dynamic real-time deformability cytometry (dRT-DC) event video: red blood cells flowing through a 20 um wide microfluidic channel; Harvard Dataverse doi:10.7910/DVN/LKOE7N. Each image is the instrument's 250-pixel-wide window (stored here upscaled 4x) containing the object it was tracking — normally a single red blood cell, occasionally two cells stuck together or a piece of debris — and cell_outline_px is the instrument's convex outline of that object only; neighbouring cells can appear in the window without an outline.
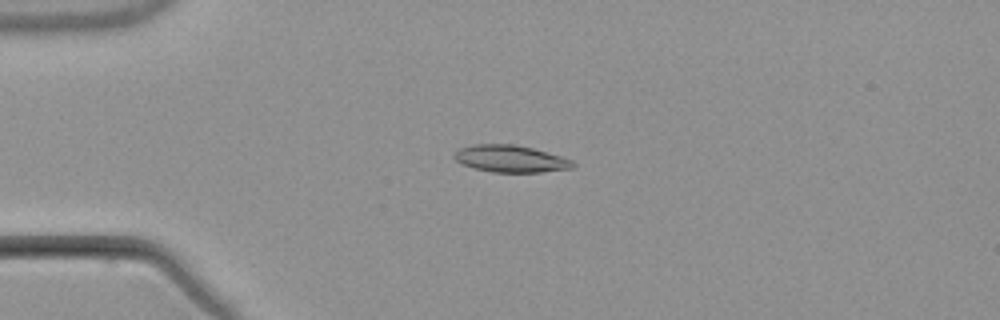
{"species": "common noctule bat (a hibernating species)", "species_latin": "Nyctalus noctula", "temperature_condition": "warm", "stored_images_in_passage": 4, "camera_frame_rate_fps": 3000, "um_per_image_px": 0.085, "animal": {"sex": "male", "body_mass_g": 21.5, "forearm_length_mm": 52.0}, "frame": {"image": 1, "passage_image": 1, "time_ms": 0.0, "image_size_px": [1000, 320], "cell_outline_px": [[576, 164], [572, 168], [540, 172], [492, 172], [472, 168], [460, 164], [452, 156], [460, 148], [472, 144], [512, 144], [532, 148], [560, 156], [572, 160]], "centroid_in_image_um": [43.35, 13.5], "position_along_channel_um": 41.6, "area_um2": 18.67}}
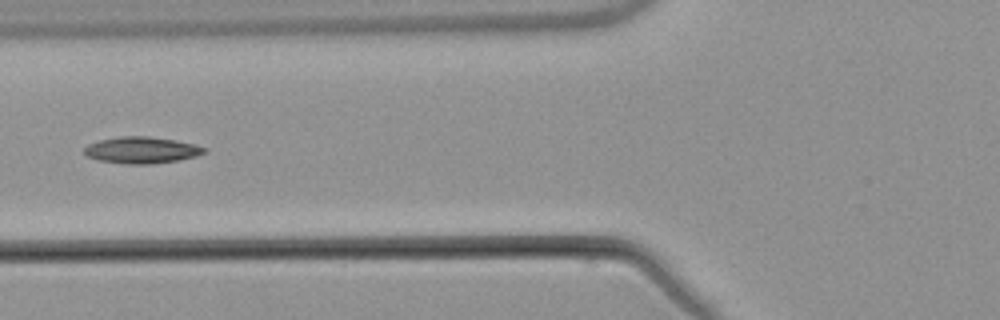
{"frame": {"image": 2, "passage_image": 3, "time_ms": 2.667, "image_size_px": [1000, 320], "cell_outline_px": [[208, 152], [196, 156], [176, 160], [152, 164], [124, 164], [96, 160], [88, 156], [84, 152], [84, 148], [88, 144], [100, 140], [120, 136], [148, 136], [176, 140], [208, 148]], "centroid_in_image_um": [12.04, 12.76], "position_along_channel_um": 113.8, "area_um2": 18.61}}
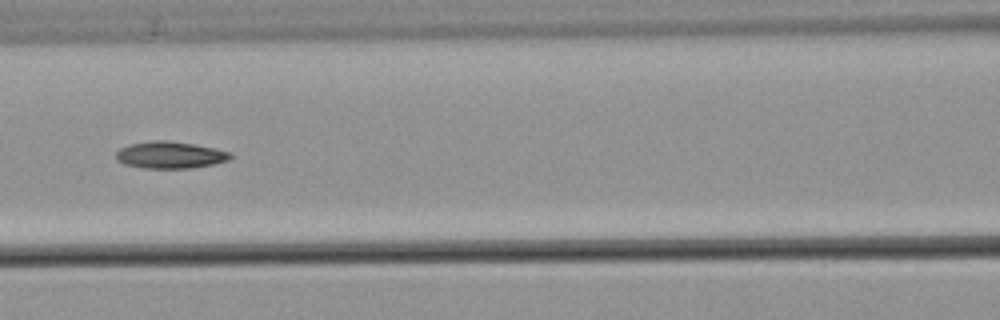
{"frame": {"image": 3, "passage_image": 4, "time_ms": 3.667, "image_size_px": [1000, 320], "cell_outline_px": [[232, 156], [228, 160], [212, 164], [188, 168], [144, 168], [124, 164], [116, 160], [116, 152], [120, 148], [128, 144], [152, 140], [168, 140], [216, 148], [232, 152]], "centroid_in_image_um": [14.43, 13.16], "position_along_channel_um": 152.2, "area_um2": 17.98}}